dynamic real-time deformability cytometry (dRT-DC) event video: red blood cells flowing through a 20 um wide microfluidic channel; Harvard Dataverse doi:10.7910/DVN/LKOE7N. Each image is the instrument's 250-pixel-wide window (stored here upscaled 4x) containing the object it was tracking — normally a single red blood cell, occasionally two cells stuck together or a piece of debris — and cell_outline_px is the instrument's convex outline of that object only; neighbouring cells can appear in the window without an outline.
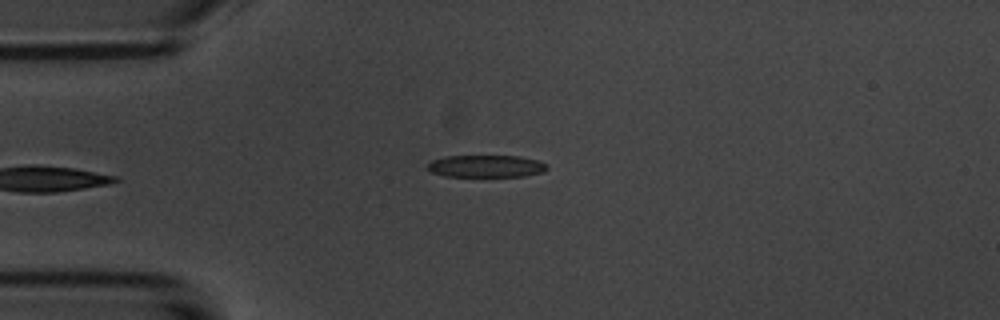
{"species": "common noctule bat (a hibernating species)", "species_latin": "Nyctalus noctula", "temperature_condition": "room temperature", "stored_images_in_passage": 4, "camera_frame_rate_fps": 3000, "um_per_image_px": 0.085, "animal": {"sex": "male", "body_mass_g": 20.1, "forearm_length_mm": 53.5}, "frame": {"image": 1, "passage_image": 4, "time_ms": 3.667, "image_size_px": [1000, 320], "cell_outline_px": [[548, 168], [544, 172], [524, 176], [444, 176], [432, 172], [428, 168], [428, 164], [432, 160], [444, 156], [520, 156], [536, 160], [548, 164]], "centroid_in_image_um": [41.35, 14.12], "position_along_channel_um": 43.7, "area_um2": 15.43}}